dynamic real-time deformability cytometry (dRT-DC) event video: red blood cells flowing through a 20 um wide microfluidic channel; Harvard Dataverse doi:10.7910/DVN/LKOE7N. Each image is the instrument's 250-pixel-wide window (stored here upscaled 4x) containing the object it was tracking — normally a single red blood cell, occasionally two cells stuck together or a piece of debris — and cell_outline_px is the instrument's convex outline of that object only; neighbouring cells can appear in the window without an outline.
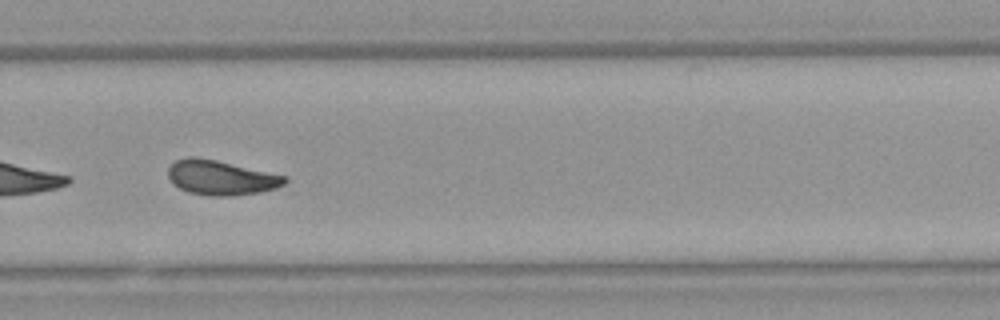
{"species": "Egyptian fruit bat (a non-hibernating species)", "species_latin": "Rousettus aegyptiacus", "temperature_condition": "warm", "stored_images_in_passage": 37, "camera_frame_rate_fps": 3000, "um_per_image_px": 0.085, "animal": {"sex": "female"}, "frame": {"image": 1, "passage_image": 27, "time_ms": 8.667, "image_size_px": [1000, 320], "cell_outline_px": [[288, 180], [284, 184], [276, 188], [260, 192], [236, 196], [208, 196], [188, 192], [172, 184], [168, 176], [168, 168], [176, 160], [188, 156], [196, 156], [216, 160], [288, 176]], "centroid_in_image_um": [18.78, 15.1], "position_along_channel_um": 311.0, "area_um2": 23.81}, "authors_computed_cell_mechanics": {"area_um2": 23.8136, "velocity_mm_per_s": 3.9714, "shape_relaxation_time_tau1_ms": 3.7941, "shape_relaxation_time_tau2_ms": 2.4833, "deformation_change_tau1": 0.1269, "deformation_change_tau2": 0.0861}}